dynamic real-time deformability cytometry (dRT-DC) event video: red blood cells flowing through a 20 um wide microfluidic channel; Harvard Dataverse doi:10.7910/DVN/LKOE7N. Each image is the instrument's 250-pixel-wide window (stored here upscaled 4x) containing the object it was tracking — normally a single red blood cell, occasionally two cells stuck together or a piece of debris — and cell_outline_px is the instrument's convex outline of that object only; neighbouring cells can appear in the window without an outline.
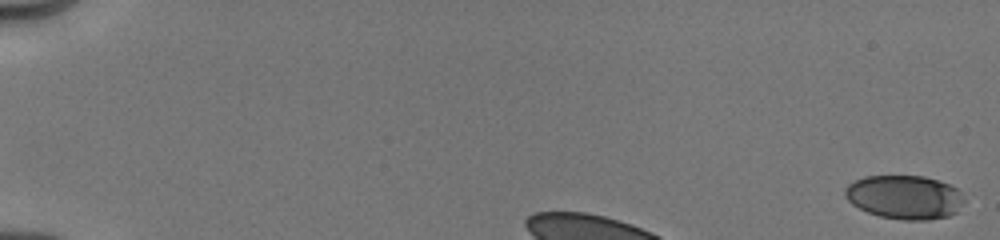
{"species": "human", "species_latin": "Homo sapiens", "temperature_condition": "cold", "stored_images_in_passage": 6, "camera_frame_rate_fps": 3000, "um_per_image_px": 0.085, "donor": {"sex": "male"}, "frame": {"image": 1, "passage_image": 1, "time_ms": 0.0, "image_size_px": [1000, 240], "cell_outline_px": [[964, 200], [956, 212], [948, 216], [928, 220], [900, 220], [880, 216], [868, 212], [852, 204], [844, 196], [844, 188], [848, 184], [864, 176], [924, 176], [948, 184], [956, 188], [960, 192]], "centroid_in_image_um": [76.86, 16.76], "position_along_channel_um": 8.1, "area_um2": 30.35}}